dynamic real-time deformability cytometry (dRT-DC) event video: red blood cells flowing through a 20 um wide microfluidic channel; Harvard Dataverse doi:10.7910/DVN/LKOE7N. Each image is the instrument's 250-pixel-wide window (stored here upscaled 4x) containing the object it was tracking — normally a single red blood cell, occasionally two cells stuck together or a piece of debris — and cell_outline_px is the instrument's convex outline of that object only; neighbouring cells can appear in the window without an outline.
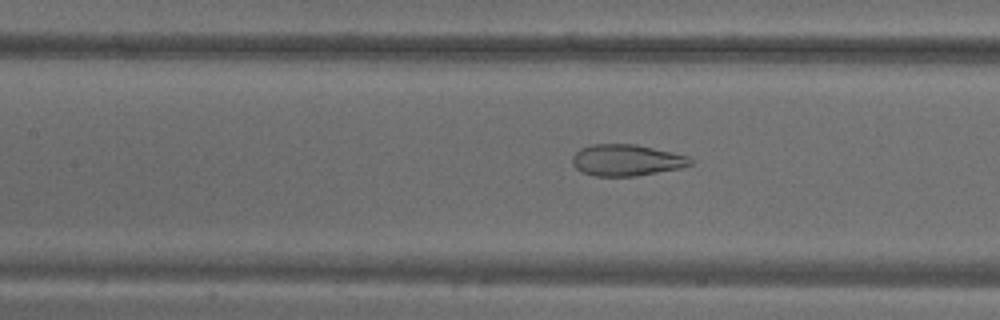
{"species": "common noctule bat (a hibernating species)", "species_latin": "Nyctalus noctula", "temperature_condition": "warm", "stored_images_in_passage": 38, "camera_frame_rate_fps": 3000, "um_per_image_px": 0.085, "animal": {"sex": "male", "body_mass_g": 18.8}, "frame": {"image": 1, "passage_image": 8, "time_ms": 2.333, "image_size_px": [1000, 320], "cell_outline_px": [[692, 164], [680, 168], [636, 176], [596, 176], [584, 172], [576, 168], [572, 164], [572, 156], [580, 148], [592, 144], [636, 144], [672, 152], [688, 156], [692, 160]], "centroid_in_image_um": [53.24, 13.61], "position_along_channel_um": 154.2, "area_um2": 21.56}}
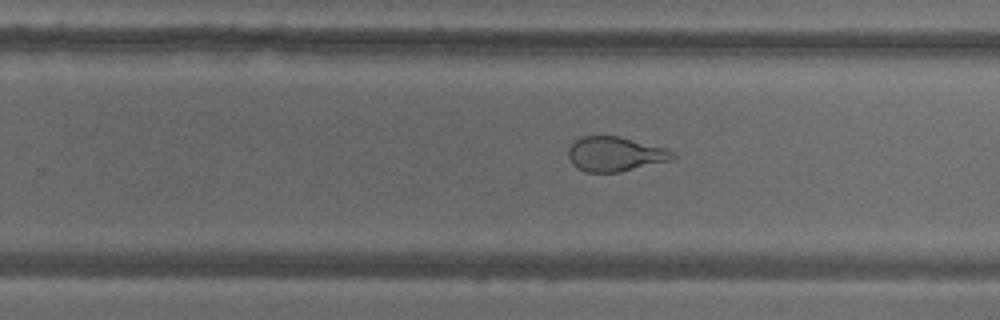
{"frame": {"image": 2, "passage_image": 18, "time_ms": 5.667, "image_size_px": [1000, 320], "cell_outline_px": [[676, 156], [672, 160], [620, 172], [584, 172], [576, 168], [572, 164], [568, 156], [568, 148], [580, 136], [616, 136], [668, 148], [676, 152]], "centroid_in_image_um": [52.3, 13.1], "position_along_channel_um": 277.5, "area_um2": 21.21}}
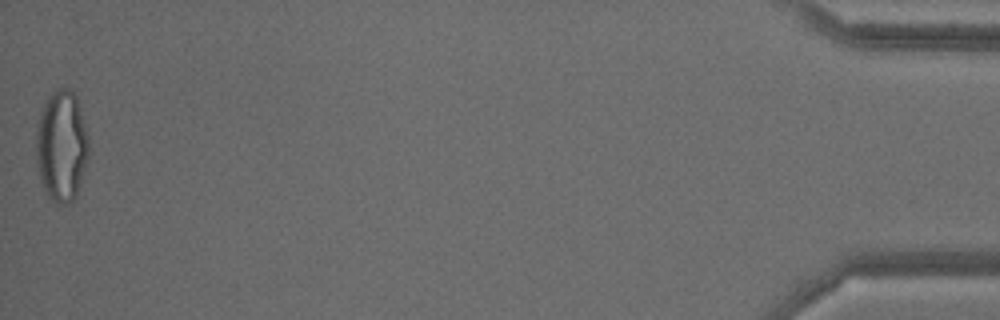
{"frame": {"image": 3, "passage_image": 38, "time_ms": 12.333, "image_size_px": [1000, 320], "cell_outline_px": [[88, 160], [76, 196], [68, 204], [56, 208], [48, 196], [40, 180], [36, 164], [36, 128], [40, 112], [44, 104], [52, 92], [56, 88], [72, 88], [76, 96], [80, 108], [88, 136]], "centroid_in_image_um": [5.22, 12.45], "position_along_channel_um": 430.0, "area_um2": 34.68}, "authors_computed_cell_mechanics": {"area_um2": 23.8425, "velocity_mm_per_s": 3.7165, "shape_relaxation_time_tau1_ms": null, "shape_relaxation_time_tau2_ms": 1.1471, "deformation_change_tau1": null, "deformation_change_tau2": 0.0916}}